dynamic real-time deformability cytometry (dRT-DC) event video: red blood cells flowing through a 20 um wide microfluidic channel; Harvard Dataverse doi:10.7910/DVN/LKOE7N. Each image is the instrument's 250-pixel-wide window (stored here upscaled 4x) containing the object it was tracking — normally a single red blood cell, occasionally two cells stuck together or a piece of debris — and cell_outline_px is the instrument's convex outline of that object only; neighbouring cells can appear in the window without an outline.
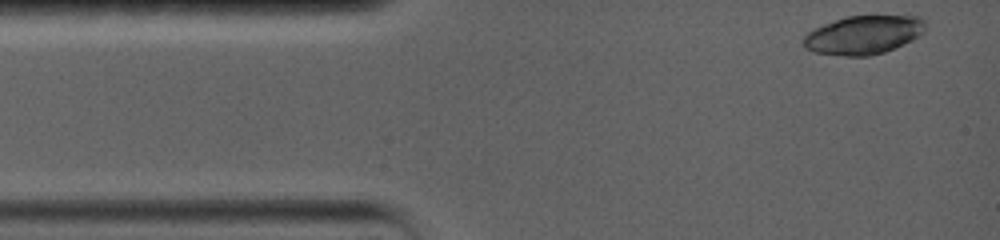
{"species": "common noctule bat (a hibernating species)", "species_latin": "Nyctalus noctula", "temperature_condition": "warm", "stored_images_in_passage": 6, "camera_frame_rate_fps": 5000, "um_per_image_px": 0.085, "animal": {"sex": "female", "body_mass_g": 19.0, "forearm_length_mm": 56.7}, "frame": {"image": 1, "passage_image": 1, "time_ms": 0.0, "image_size_px": [1000, 240], "cell_outline_px": [[924, 32], [912, 40], [904, 44], [884, 52], [868, 56], [844, 56], [816, 52], [804, 48], [800, 40], [808, 32], [824, 24], [848, 16], [920, 16], [924, 20]], "centroid_in_image_um": [73.38, 2.97], "position_along_channel_um": 11.6, "area_um2": 27.34}}